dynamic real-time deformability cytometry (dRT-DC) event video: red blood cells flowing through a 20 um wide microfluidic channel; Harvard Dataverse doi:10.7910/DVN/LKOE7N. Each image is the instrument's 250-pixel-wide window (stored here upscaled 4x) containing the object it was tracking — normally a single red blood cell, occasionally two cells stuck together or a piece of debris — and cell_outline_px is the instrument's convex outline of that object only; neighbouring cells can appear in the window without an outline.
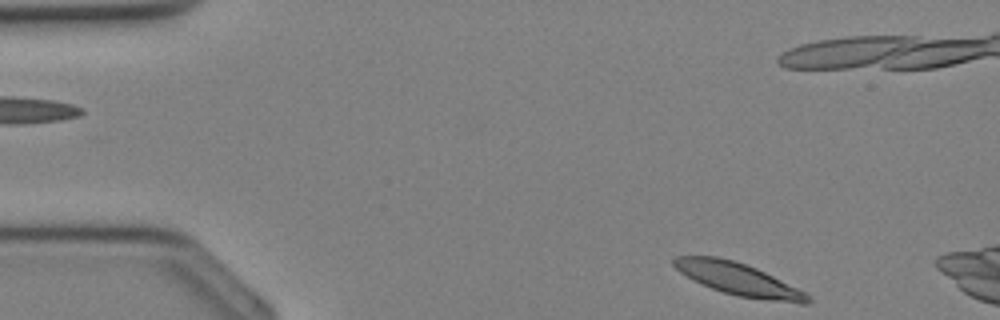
{"species": "Egyptian fruit bat (a non-hibernating species)", "species_latin": "Rousettus aegyptiacus", "temperature_condition": "cold", "stored_images_in_passage": 8, "camera_frame_rate_fps": 3000, "um_per_image_px": 0.085, "animal": {"sex": "female"}, "frame": {"image": 1, "passage_image": 1, "time_ms": 0.0, "image_size_px": [1000, 320], "cell_outline_px": [[812, 300], [808, 304], [800, 304], [736, 296], [712, 288], [680, 272], [672, 264], [672, 260], [676, 256], [716, 256], [732, 260], [756, 268], [804, 292]], "centroid_in_image_um": [62.76, 23.73], "position_along_channel_um": 22.2, "area_um2": 24.62}}